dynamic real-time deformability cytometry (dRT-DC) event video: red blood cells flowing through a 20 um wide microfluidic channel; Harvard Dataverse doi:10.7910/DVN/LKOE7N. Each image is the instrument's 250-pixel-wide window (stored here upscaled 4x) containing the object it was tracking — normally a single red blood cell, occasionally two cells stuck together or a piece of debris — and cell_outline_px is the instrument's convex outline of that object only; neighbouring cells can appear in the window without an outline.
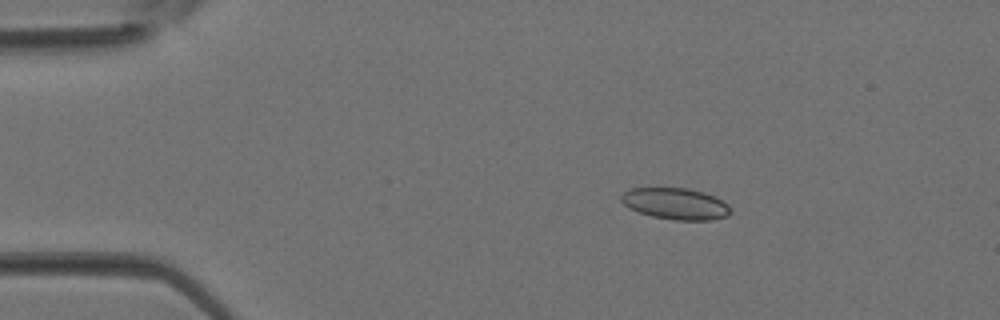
{"species": "Egyptian fruit bat (a non-hibernating species)", "species_latin": "Rousettus aegyptiacus", "temperature_condition": "room temperature", "stored_images_in_passage": 3, "camera_frame_rate_fps": 3000, "um_per_image_px": 0.085, "animal": {"sex": "female"}, "frame": {"image": 1, "passage_image": 2, "time_ms": 0.333, "image_size_px": [1000, 320], "cell_outline_px": [[732, 212], [728, 216], [712, 220], [676, 220], [652, 216], [628, 208], [620, 200], [620, 196], [628, 188], [688, 188], [704, 192], [716, 196], [728, 204]], "centroid_in_image_um": [57.44, 17.31], "position_along_channel_um": 27.6, "area_um2": 20.23}}